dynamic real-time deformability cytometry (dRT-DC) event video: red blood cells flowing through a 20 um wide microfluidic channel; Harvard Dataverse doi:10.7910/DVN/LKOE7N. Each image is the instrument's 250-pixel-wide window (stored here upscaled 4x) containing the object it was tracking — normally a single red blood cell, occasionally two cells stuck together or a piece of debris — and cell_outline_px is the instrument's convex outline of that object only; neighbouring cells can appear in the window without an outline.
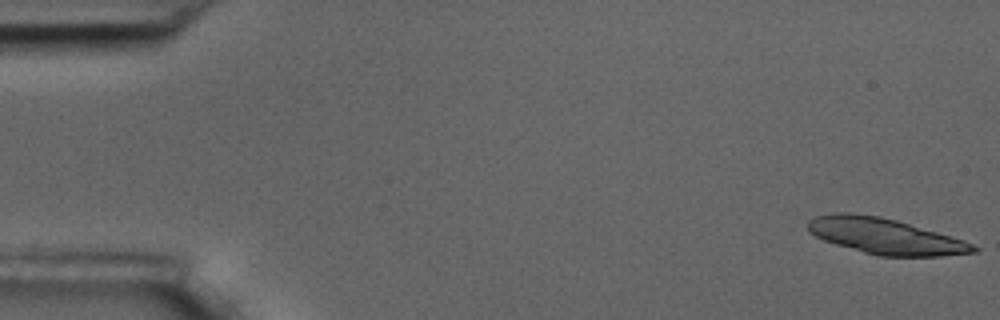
{"species": "common noctule bat (a hibernating species)", "species_latin": "Nyctalus noctula", "temperature_condition": "room temperature", "stored_images_in_passage": 56, "camera_frame_rate_fps": 3000, "um_per_image_px": 0.085, "animal": {"sex": "male", "body_mass_g": 17.5, "forearm_length_mm": 52.3}, "frame": {"image": 1, "passage_image": 1, "time_ms": 0.0, "image_size_px": [1000, 320], "cell_outline_px": [[980, 248], [976, 252], [940, 256], [876, 256], [836, 244], [824, 240], [816, 236], [808, 228], [808, 220], [816, 216], [832, 212], [852, 212], [880, 216], [896, 220], [964, 240]], "centroid_in_image_um": [75.22, 20.07], "position_along_channel_um": 9.8, "area_um2": 34.39}}
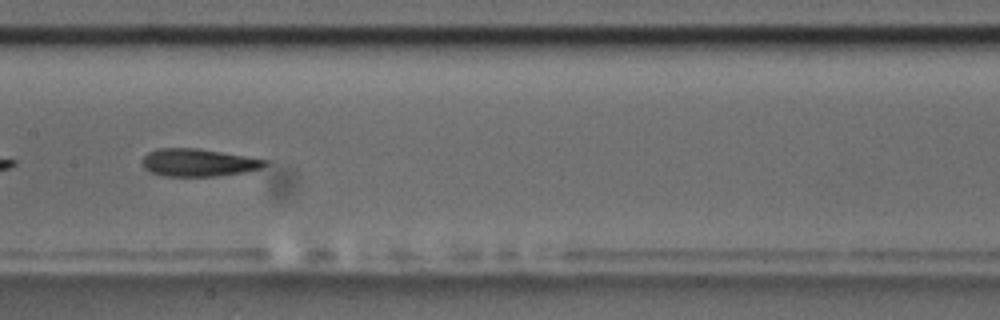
{"frame": {"image": 2, "passage_image": 28, "time_ms": 9.0, "image_size_px": [1000, 320], "cell_outline_px": [[268, 164], [260, 168], [244, 172], [216, 176], [164, 176], [148, 172], [144, 168], [140, 160], [148, 152], [156, 148], [196, 148], [268, 160]], "centroid_in_image_um": [16.79, 13.82], "position_along_channel_um": 190.6, "area_um2": 19.77}}
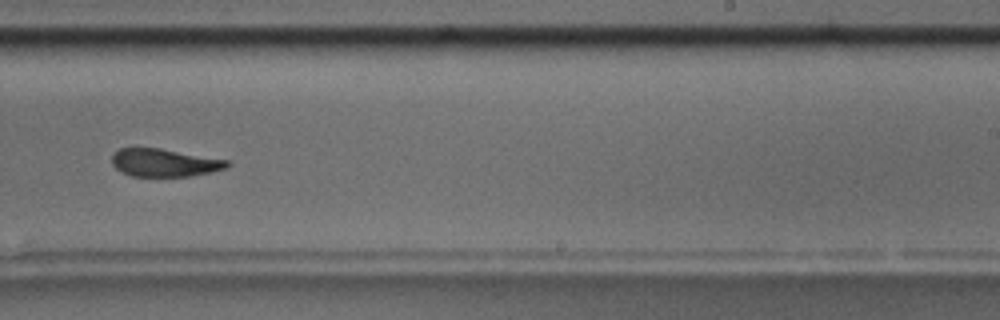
{"frame": {"image": 3, "passage_image": 35, "time_ms": 11.333, "image_size_px": [1000, 320], "cell_outline_px": [[232, 164], [228, 168], [212, 172], [192, 176], [132, 176], [120, 172], [112, 164], [112, 152], [120, 148], [160, 148], [228, 160]], "centroid_in_image_um": [13.99, 13.83], "position_along_channel_um": 275.0, "area_um2": 18.9}, "authors_computed_cell_mechanics": {"area_um2": 20.6924, "velocity_mm_per_s": 3.6342, "shape_relaxation_time_tau1_ms": 5.5321, "shape_relaxation_time_tau2_ms": 2.8742, "deformation_change_tau1": 0.1636, "deformation_change_tau2": 0.1008}}